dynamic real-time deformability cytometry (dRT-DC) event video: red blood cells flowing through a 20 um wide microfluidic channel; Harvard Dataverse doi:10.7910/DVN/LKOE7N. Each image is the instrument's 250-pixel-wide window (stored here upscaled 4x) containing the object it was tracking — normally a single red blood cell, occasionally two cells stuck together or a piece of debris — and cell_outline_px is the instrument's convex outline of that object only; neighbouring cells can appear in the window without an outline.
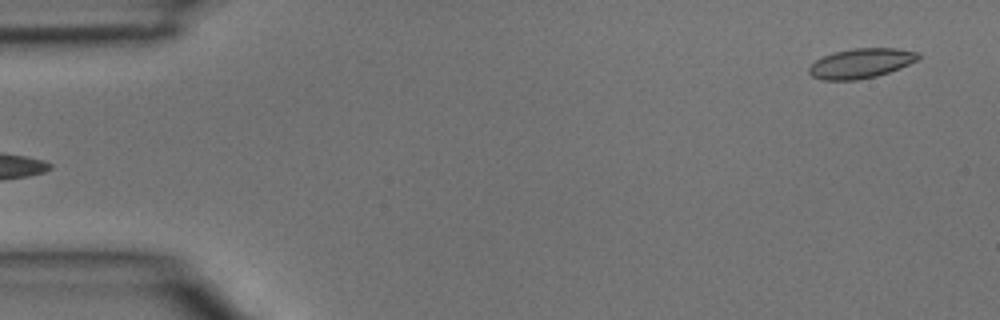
{"species": "common noctule bat (a hibernating species)", "species_latin": "Nyctalus noctula", "temperature_condition": "room temperature", "stored_images_in_passage": 4, "segment_of_instrument_passage": [2, 2], "camera_frame_rate_fps": 3000, "um_per_image_px": 0.085, "animal": {"sex": "male", "body_mass_g": 15.6}, "frame": {"image": 1, "passage_image": 4, "time_ms": 1.0, "image_size_px": [1000, 320], "cell_outline_px": [[920, 56], [916, 60], [900, 68], [876, 76], [856, 80], [824, 80], [812, 76], [808, 72], [808, 68], [816, 60], [832, 52], [852, 48], [896, 48], [920, 52]], "centroid_in_image_um": [73.17, 5.37], "position_along_channel_um": 11.8, "area_um2": 18.9}}